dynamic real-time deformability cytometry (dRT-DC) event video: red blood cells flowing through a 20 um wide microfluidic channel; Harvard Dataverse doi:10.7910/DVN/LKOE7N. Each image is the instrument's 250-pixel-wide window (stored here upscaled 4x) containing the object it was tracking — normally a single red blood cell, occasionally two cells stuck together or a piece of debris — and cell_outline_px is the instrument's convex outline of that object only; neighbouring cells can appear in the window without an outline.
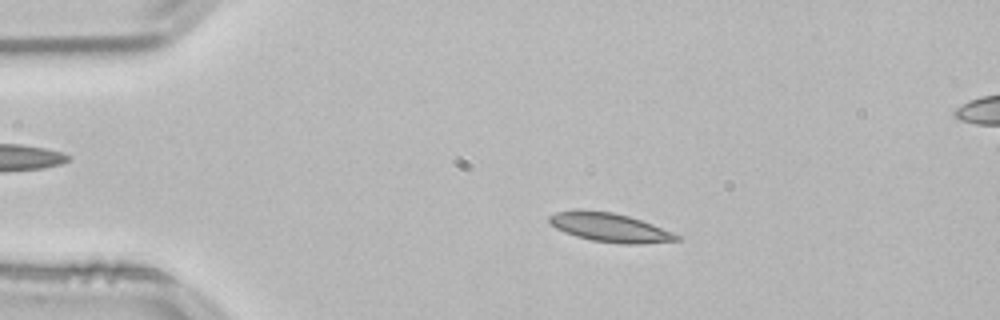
{"species": "common noctule bat (a hibernating species)", "species_latin": "Nyctalus noctula", "temperature_condition": "room temperature", "stored_images_in_passage": 54, "segment_of_instrument_passage": [1, 2], "camera_frame_rate_fps": 3000, "um_per_image_px": 0.085, "animal": {"sex": "male", "body_mass_g": 21.5, "forearm_length_mm": 52.0}, "frame": {"image": 1, "passage_image": 10, "time_ms": 3.0, "image_size_px": [1000, 320], "cell_outline_px": [[680, 240], [644, 244], [620, 244], [592, 240], [576, 236], [564, 232], [556, 228], [548, 220], [548, 216], [556, 212], [576, 208], [612, 212], [628, 216], [652, 224], [672, 232], [680, 236]], "centroid_in_image_um": [51.8, 19.32], "position_along_channel_um": 33.2, "area_um2": 21.56}}
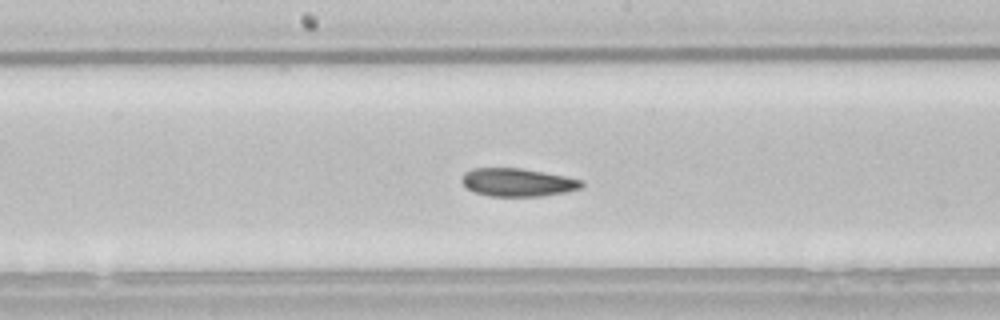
{"frame": {"image": 2, "passage_image": 27, "time_ms": 8.667, "image_size_px": [1000, 320], "cell_outline_px": [[584, 184], [580, 188], [568, 192], [544, 196], [488, 196], [476, 192], [468, 188], [460, 180], [464, 172], [472, 168], [520, 168], [564, 176], [584, 180]], "centroid_in_image_um": [44.01, 15.5], "position_along_channel_um": 204.2, "area_um2": 19.65}}
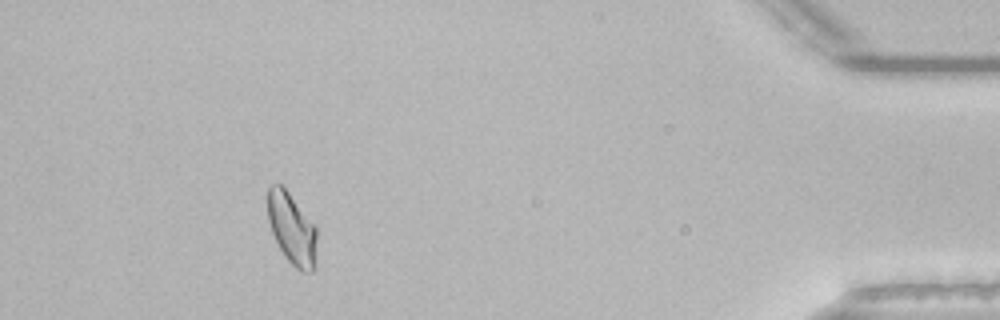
{"frame": {"image": 3, "passage_image": 48, "time_ms": 15.667, "image_size_px": [1000, 320], "cell_outline_px": [[316, 268], [312, 272], [300, 272], [284, 256], [272, 232], [268, 220], [268, 188], [272, 184], [280, 184], [288, 192], [316, 228]], "centroid_in_image_um": [24.82, 19.5], "position_along_channel_um": 410.4, "area_um2": 20.23}}